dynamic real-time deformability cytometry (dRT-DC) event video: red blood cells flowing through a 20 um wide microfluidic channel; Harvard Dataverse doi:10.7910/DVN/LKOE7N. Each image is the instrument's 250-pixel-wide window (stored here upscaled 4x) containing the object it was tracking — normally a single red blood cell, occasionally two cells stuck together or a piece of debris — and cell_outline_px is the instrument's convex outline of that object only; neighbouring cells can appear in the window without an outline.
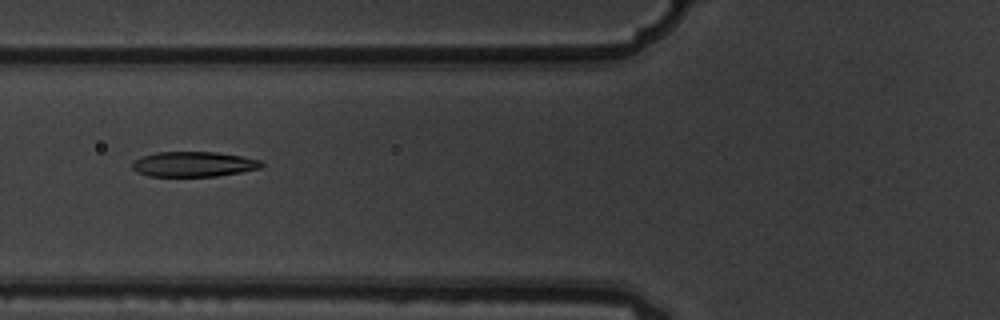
{"species": "common noctule bat (a hibernating species)", "species_latin": "Nyctalus noctula", "temperature_condition": "warm", "stored_images_in_passage": 9, "camera_frame_rate_fps": 3000, "um_per_image_px": 0.085, "animal": {"sex": "male", "body_mass_g": 19.5, "forearm_length_mm": 54.6}, "frame": {"image": 1, "passage_image": 6, "time_ms": 1.667, "image_size_px": [1000, 320], "cell_outline_px": [[264, 164], [260, 168], [240, 172], [216, 176], [148, 176], [136, 172], [132, 168], [132, 160], [156, 152], [216, 152], [240, 156], [260, 160]], "centroid_in_image_um": [16.42, 13.95], "position_along_channel_um": 109.4, "area_um2": 18.84}}
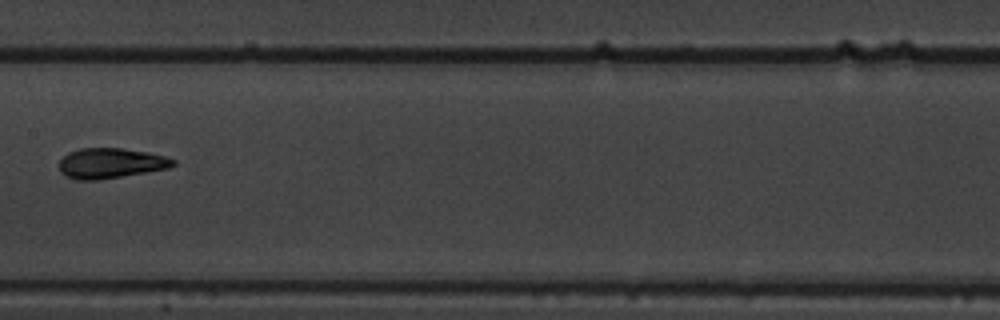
{"frame": {"image": 2, "passage_image": 8, "time_ms": 2.333, "image_size_px": [1000, 320], "cell_outline_px": [[176, 164], [168, 168], [100, 180], [76, 180], [64, 176], [60, 172], [60, 160], [68, 152], [80, 148], [124, 148], [148, 152], [164, 156], [176, 160]], "centroid_in_image_um": [9.39, 13.87], "position_along_channel_um": 198.0, "area_um2": 20.17}}
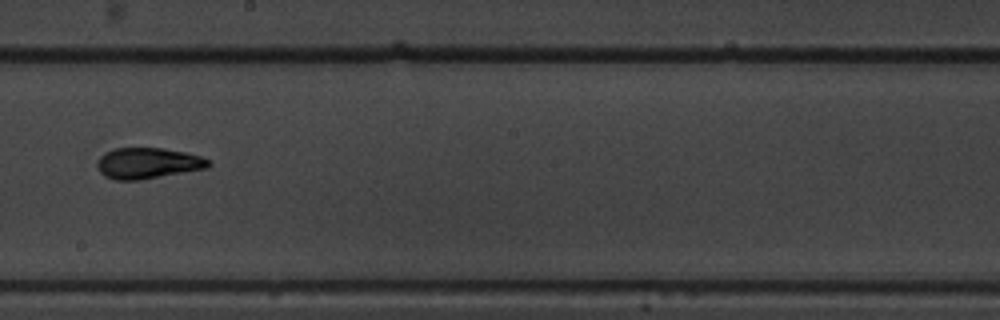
{"frame": {"image": 3, "passage_image": 9, "time_ms": 2.667, "image_size_px": [1000, 320], "cell_outline_px": [[212, 164], [208, 168], [136, 180], [116, 180], [104, 176], [100, 172], [96, 164], [100, 156], [104, 152], [116, 148], [160, 148], [184, 152], [200, 156], [208, 160]], "centroid_in_image_um": [12.54, 13.87], "position_along_channel_um": 235.7, "area_um2": 19.88}}